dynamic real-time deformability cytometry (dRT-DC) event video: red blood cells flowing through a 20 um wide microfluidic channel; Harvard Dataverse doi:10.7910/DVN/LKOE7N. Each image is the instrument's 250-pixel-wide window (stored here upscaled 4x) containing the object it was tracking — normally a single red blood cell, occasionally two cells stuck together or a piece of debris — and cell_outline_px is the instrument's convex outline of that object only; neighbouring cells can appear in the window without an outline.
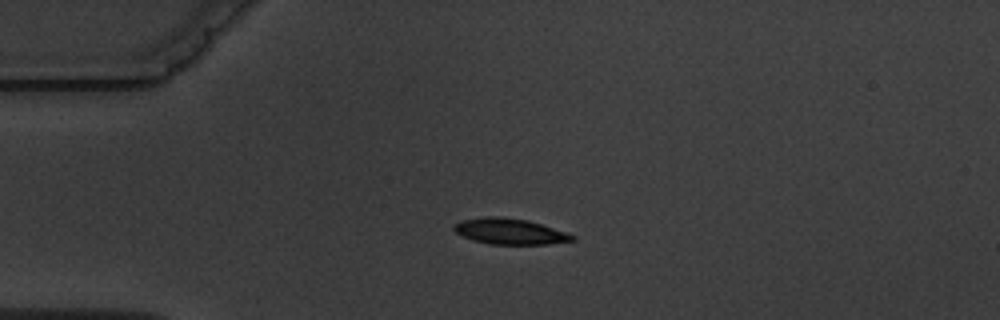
{"species": "common noctule bat (a hibernating species)", "species_latin": "Nyctalus noctula", "temperature_condition": "warm", "stored_images_in_passage": 4, "camera_frame_rate_fps": 3000, "um_per_image_px": 0.085, "animal": {"sex": "male", "body_mass_g": 19.5, "forearm_length_mm": 54.6}, "frame": {"image": 1, "passage_image": 2, "time_ms": 2.667, "image_size_px": [1000, 320], "cell_outline_px": [[576, 240], [548, 244], [488, 244], [472, 240], [456, 232], [452, 228], [452, 224], [460, 220], [484, 216], [500, 216], [528, 220], [576, 236]], "centroid_in_image_um": [43.28, 19.66], "position_along_channel_um": 41.7, "area_um2": 17.86}}
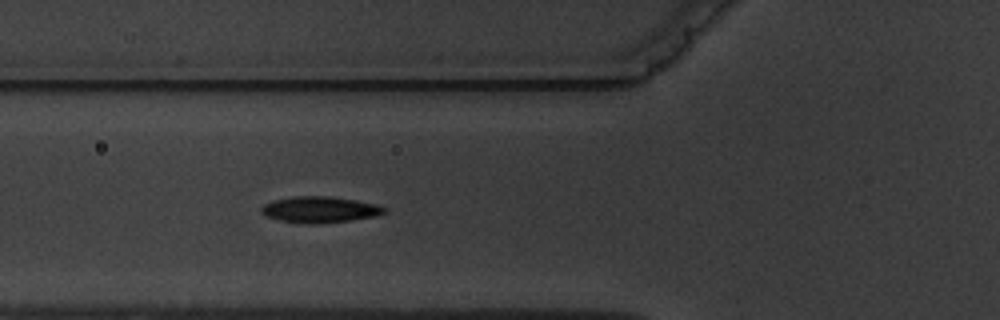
{"frame": {"image": 2, "passage_image": 4, "time_ms": 5.0, "image_size_px": [1000, 320], "cell_outline_px": [[388, 212], [376, 216], [352, 220], [316, 224], [304, 224], [280, 220], [264, 216], [260, 212], [260, 208], [264, 204], [272, 200], [292, 196], [328, 196], [356, 200], [380, 204], [388, 208]], "centroid_in_image_um": [27.21, 17.81], "position_along_channel_um": 98.6, "area_um2": 19.19}}